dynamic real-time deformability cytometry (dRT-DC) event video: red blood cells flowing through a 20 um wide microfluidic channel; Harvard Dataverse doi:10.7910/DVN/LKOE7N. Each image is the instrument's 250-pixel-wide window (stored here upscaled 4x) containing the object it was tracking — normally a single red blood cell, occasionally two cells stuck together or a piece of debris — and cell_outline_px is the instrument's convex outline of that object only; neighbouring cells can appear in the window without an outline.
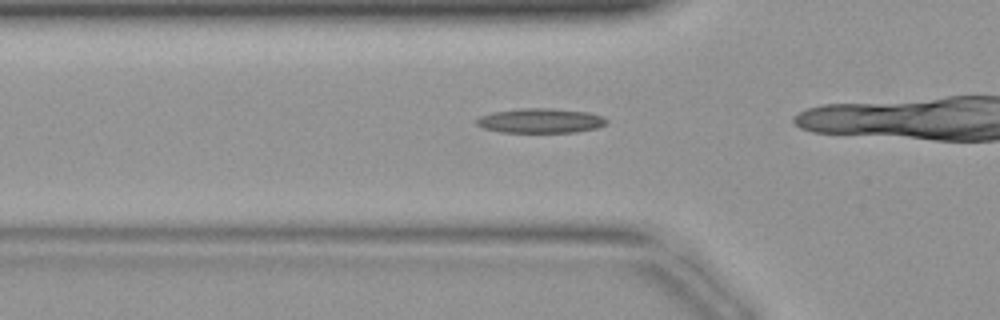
{"species": "common noctule bat (a hibernating species)", "species_latin": "Nyctalus noctula", "temperature_condition": "warm", "stored_images_in_passage": 13, "camera_frame_rate_fps": 3000, "um_per_image_px": 0.085, "animal": {"sex": "female", "body_mass_g": 19.9}, "frame": {"image": 1, "passage_image": 10, "time_ms": 3.0, "image_size_px": [1000, 320], "cell_outline_px": [[608, 124], [596, 128], [576, 132], [500, 132], [484, 128], [476, 124], [476, 120], [480, 116], [492, 112], [520, 108], [552, 108], [588, 112], [600, 116], [608, 120]], "centroid_in_image_um": [45.94, 10.25], "position_along_channel_um": 79.9, "area_um2": 18.67}}